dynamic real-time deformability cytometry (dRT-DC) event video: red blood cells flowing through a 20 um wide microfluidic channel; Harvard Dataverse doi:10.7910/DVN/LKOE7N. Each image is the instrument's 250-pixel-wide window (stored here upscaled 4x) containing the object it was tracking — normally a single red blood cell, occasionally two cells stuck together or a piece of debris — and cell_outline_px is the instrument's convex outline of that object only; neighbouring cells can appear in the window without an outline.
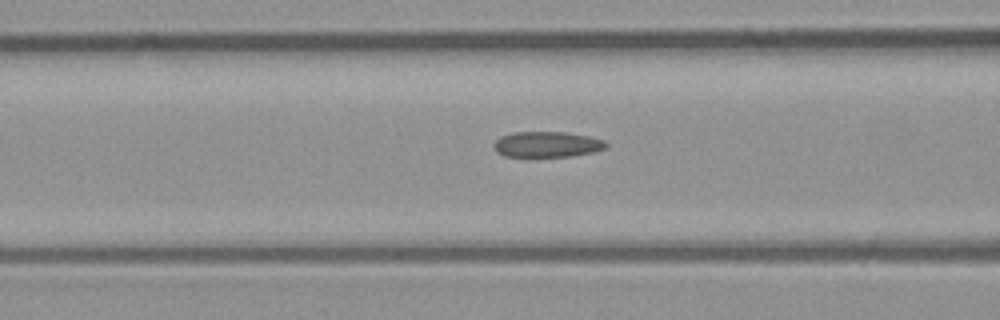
{"species": "common noctule bat (a hibernating species)", "species_latin": "Nyctalus noctula", "temperature_condition": "room temperature", "stored_images_in_passage": 27, "camera_frame_rate_fps": 3000, "um_per_image_px": 0.085, "animal": {"sex": "male", "body_mass_g": 23.1, "forearm_length_mm": 52.7}, "frame": {"image": 1, "passage_image": 6, "time_ms": 1.667, "image_size_px": [1000, 320], "cell_outline_px": [[608, 144], [604, 148], [592, 152], [572, 156], [504, 156], [496, 152], [492, 144], [500, 136], [512, 132], [564, 132], [588, 136], [604, 140]], "centroid_in_image_um": [46.45, 12.26], "position_along_channel_um": 120.1, "area_um2": 16.7}}
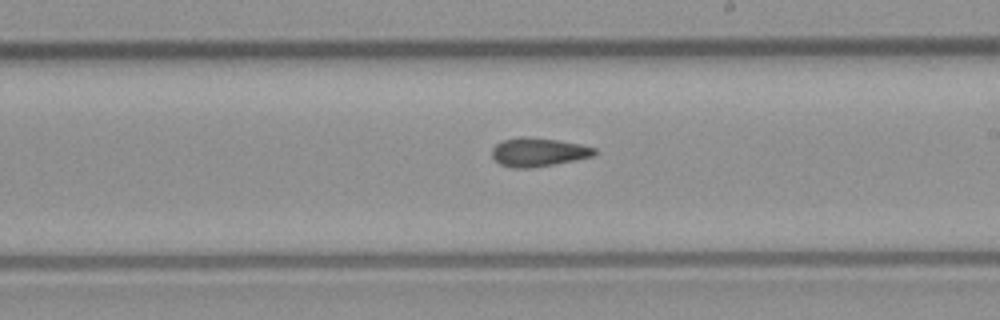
{"frame": {"image": 2, "passage_image": 15, "time_ms": 4.667, "image_size_px": [1000, 320], "cell_outline_px": [[596, 152], [592, 156], [532, 168], [512, 168], [500, 164], [492, 156], [492, 148], [496, 144], [504, 140], [520, 136], [524, 136], [556, 140], [580, 144], [596, 148]], "centroid_in_image_um": [45.72, 12.93], "position_along_channel_um": 243.3, "area_um2": 16.88}}
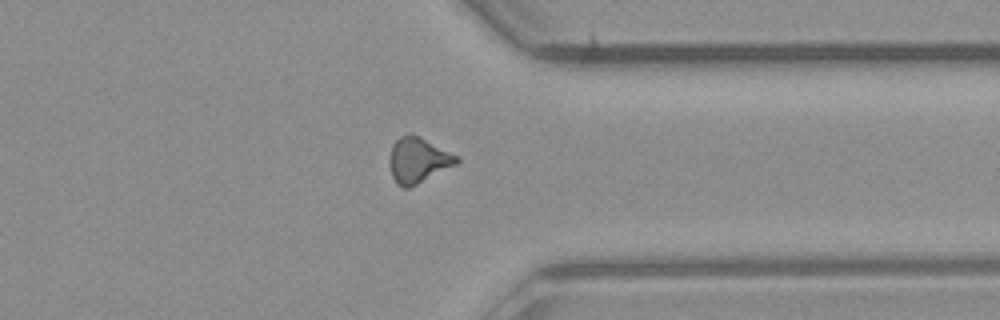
{"frame": {"image": 3, "passage_image": 25, "time_ms": 8.0, "image_size_px": [1000, 320], "cell_outline_px": [[460, 160], [456, 164], [408, 188], [404, 188], [396, 184], [392, 176], [392, 144], [400, 136], [412, 132], [460, 156]], "centroid_in_image_um": [35.58, 13.58], "position_along_channel_um": 375.8, "area_um2": 17.46}}